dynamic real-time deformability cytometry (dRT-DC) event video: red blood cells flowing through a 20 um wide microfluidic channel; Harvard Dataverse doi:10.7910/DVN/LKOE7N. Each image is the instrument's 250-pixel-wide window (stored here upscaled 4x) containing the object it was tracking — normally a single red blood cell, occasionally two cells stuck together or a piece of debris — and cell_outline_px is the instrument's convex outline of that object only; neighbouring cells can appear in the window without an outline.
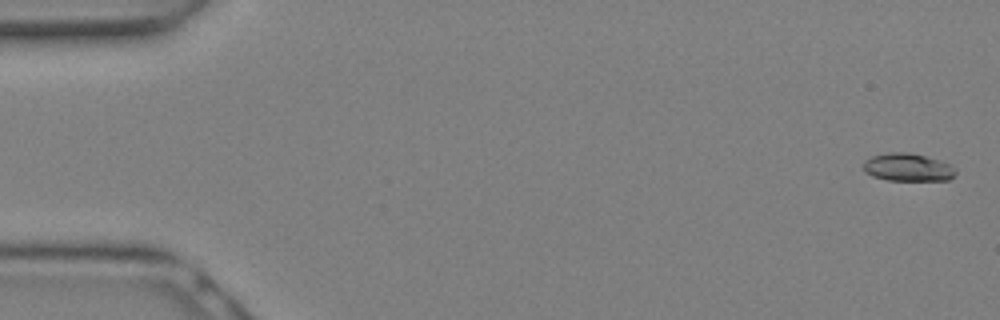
{"species": "Egyptian fruit bat (a non-hibernating species)", "species_latin": "Rousettus aegyptiacus", "temperature_condition": "warm", "stored_images_in_passage": 14, "camera_frame_rate_fps": 3000, "um_per_image_px": 0.085, "animal": {"sex": "female"}, "frame": {"image": 1, "passage_image": 1, "time_ms": 0.0, "image_size_px": [1000, 320], "cell_outline_px": [[956, 172], [948, 180], [888, 180], [872, 176], [864, 172], [864, 160], [872, 156], [888, 152], [908, 152], [924, 156], [948, 164], [956, 168]], "centroid_in_image_um": [77.12, 14.22], "position_along_channel_um": 7.9, "area_um2": 14.8}}
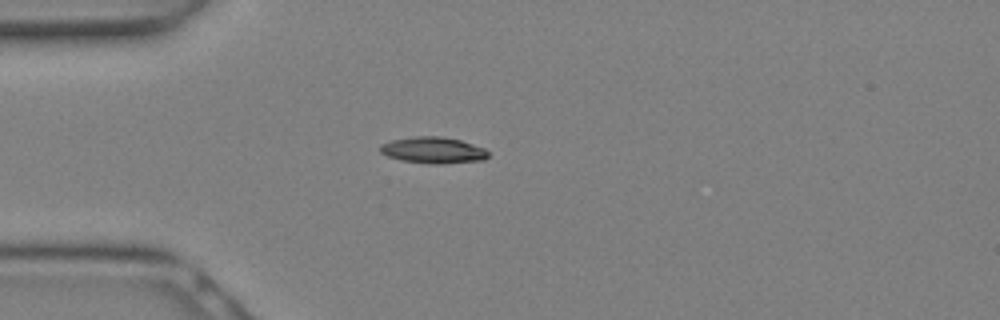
{"frame": {"image": 2, "passage_image": 8, "time_ms": 2.333, "image_size_px": [1000, 320], "cell_outline_px": [[488, 156], [484, 160], [444, 164], [428, 164], [400, 160], [388, 156], [380, 152], [380, 144], [392, 140], [416, 136], [440, 136], [460, 140], [484, 148], [488, 152]], "centroid_in_image_um": [36.81, 12.77], "position_along_channel_um": 48.2, "area_um2": 16.65}}
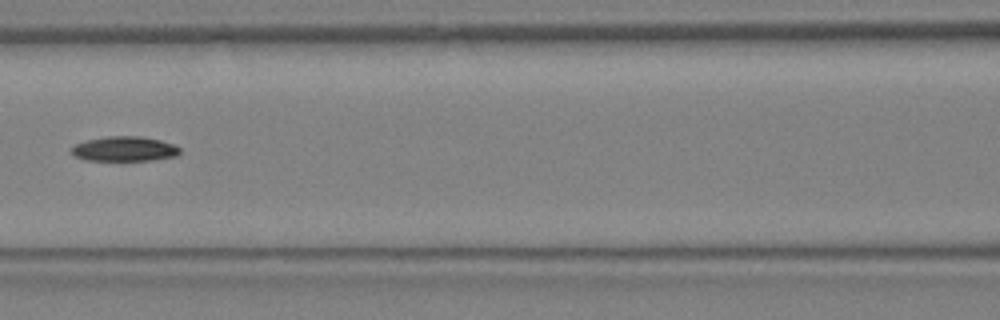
{"frame": {"image": 3, "passage_image": 13, "time_ms": 4.0, "image_size_px": [1000, 320], "cell_outline_px": [[180, 152], [176, 156], [152, 160], [84, 160], [76, 156], [72, 152], [72, 148], [76, 144], [88, 140], [108, 136], [140, 136], [160, 140], [172, 144], [180, 148]], "centroid_in_image_um": [10.6, 12.65], "position_along_channel_um": 156.0, "area_um2": 15.43}}